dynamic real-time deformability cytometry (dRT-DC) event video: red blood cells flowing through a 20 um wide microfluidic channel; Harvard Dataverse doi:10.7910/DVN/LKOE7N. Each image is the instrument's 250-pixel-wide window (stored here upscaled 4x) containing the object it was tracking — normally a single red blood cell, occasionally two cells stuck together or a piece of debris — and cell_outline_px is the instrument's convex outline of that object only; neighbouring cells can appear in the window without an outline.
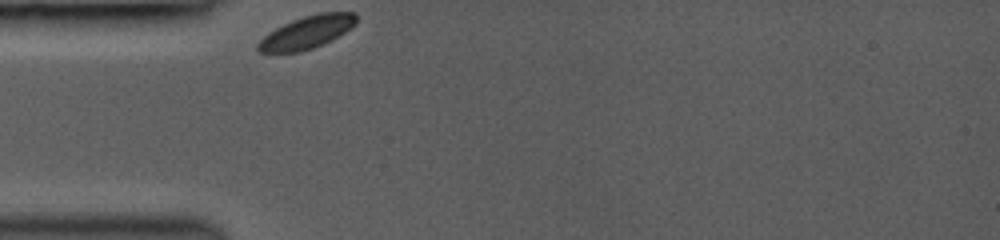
{"species": "common noctule bat (a hibernating species)", "species_latin": "Nyctalus noctula", "temperature_condition": "room temperature", "stored_images_in_passage": 1, "camera_frame_rate_fps": 3000, "um_per_image_px": 0.085, "animal": {"sex": "female", "body_mass_g": 19.0, "forearm_length_mm": 53.3}, "frame": {"image": 1, "passage_image": 1, "time_ms": 0.0, "image_size_px": [1000, 240], "cell_outline_px": [[356, 24], [332, 40], [324, 44], [300, 52], [256, 52], [256, 44], [268, 32], [292, 20], [304, 16], [320, 12], [356, 12]], "centroid_in_image_um": [26.07, 2.74], "position_along_channel_um": 58.9, "area_um2": 18.73}}